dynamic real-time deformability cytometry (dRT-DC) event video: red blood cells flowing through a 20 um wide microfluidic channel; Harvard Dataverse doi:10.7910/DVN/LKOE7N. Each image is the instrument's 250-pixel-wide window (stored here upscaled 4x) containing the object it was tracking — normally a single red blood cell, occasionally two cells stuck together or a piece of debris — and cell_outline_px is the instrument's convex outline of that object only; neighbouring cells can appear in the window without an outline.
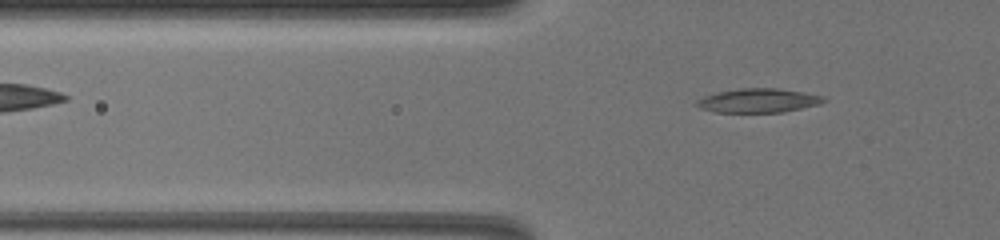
{"species": "common noctule bat (a hibernating species)", "species_latin": "Nyctalus noctula", "temperature_condition": "warm", "stored_images_in_passage": 49, "camera_frame_rate_fps": 3000, "um_per_image_px": 0.085, "animal": {"sex": "female", "body_mass_g": 19.5, "forearm_length_mm": 54.1}, "frame": {"image": 1, "passage_image": 7, "time_ms": 2.0, "image_size_px": [1000, 240], "cell_outline_px": [[828, 100], [820, 104], [784, 112], [716, 112], [700, 108], [692, 104], [696, 100], [704, 96], [716, 92], [740, 88], [780, 88], [804, 92], [824, 96]], "centroid_in_image_um": [64.45, 8.54], "position_along_channel_um": 61.3, "area_um2": 18.03}}
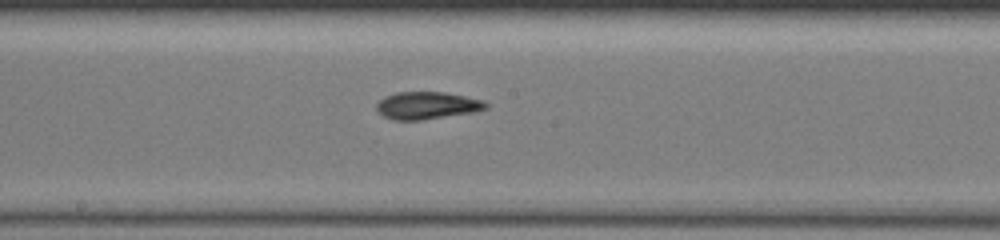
{"frame": {"image": 2, "passage_image": 22, "time_ms": 7.0, "image_size_px": [1000, 240], "cell_outline_px": [[488, 108], [472, 112], [424, 120], [392, 120], [376, 112], [376, 104], [384, 96], [396, 92], [444, 92], [484, 100], [488, 104]], "centroid_in_image_um": [36.26, 8.97], "position_along_channel_um": 211.9, "area_um2": 17.57}}
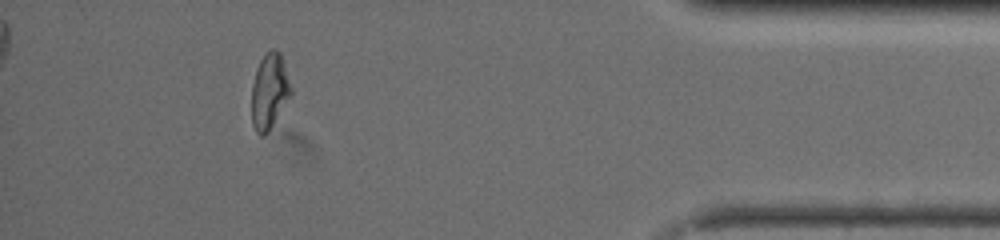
{"frame": {"image": 3, "passage_image": 44, "time_ms": 14.333, "image_size_px": [1000, 240], "cell_outline_px": [[292, 92], [268, 132], [264, 136], [260, 136], [256, 132], [252, 124], [252, 84], [256, 68], [260, 60], [272, 48], [276, 48], [280, 52], [292, 88]], "centroid_in_image_um": [22.89, 7.75], "position_along_channel_um": 412.3, "area_um2": 17.17}, "authors_computed_cell_mechanics": {"area_um2": 17.5134, "velocity_mm_per_s": 3.2764, "shape_relaxation_time_tau1_ms": 6.3788, "shape_relaxation_time_tau2_ms": 3.3343, "deformation_change_tau1": 0.1732, "deformation_change_tau2": 0.1042}}